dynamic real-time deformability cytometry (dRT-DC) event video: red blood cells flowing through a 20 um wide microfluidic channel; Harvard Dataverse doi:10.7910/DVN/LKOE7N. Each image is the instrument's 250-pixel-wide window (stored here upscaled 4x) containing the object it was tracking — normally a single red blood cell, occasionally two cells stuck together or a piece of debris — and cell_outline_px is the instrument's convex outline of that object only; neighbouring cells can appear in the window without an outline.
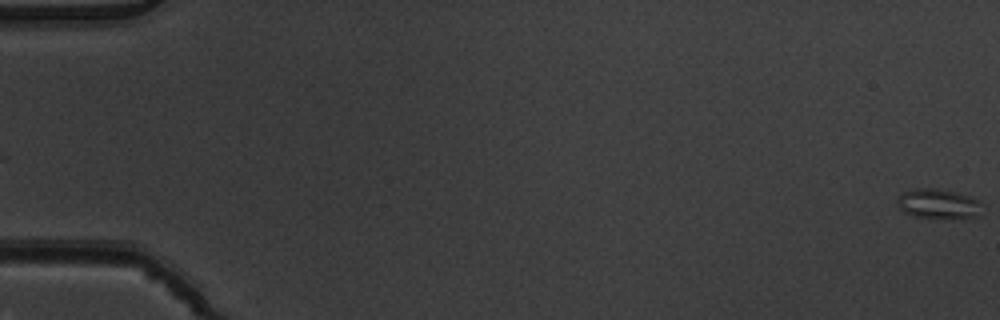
{"species": "common noctule bat (a hibernating species)", "species_latin": "Nyctalus noctula", "temperature_condition": "warm", "stored_images_in_passage": 5, "camera_frame_rate_fps": 3000, "um_per_image_px": 0.085, "animal": {"sex": "male", "body_mass_g": 19.5, "forearm_length_mm": 54.6}, "frame": {"image": 1, "passage_image": 5, "time_ms": 1.333, "image_size_px": [1000, 320], "cell_outline_px": [[984, 204], [980, 216], [964, 220], [952, 220], [912, 216], [904, 212], [896, 204], [896, 196], [904, 192], [916, 188], [932, 188], [956, 192], [972, 196]], "centroid_in_image_um": [79.83, 17.37], "position_along_channel_um": 5.2, "area_um2": 15.61}}